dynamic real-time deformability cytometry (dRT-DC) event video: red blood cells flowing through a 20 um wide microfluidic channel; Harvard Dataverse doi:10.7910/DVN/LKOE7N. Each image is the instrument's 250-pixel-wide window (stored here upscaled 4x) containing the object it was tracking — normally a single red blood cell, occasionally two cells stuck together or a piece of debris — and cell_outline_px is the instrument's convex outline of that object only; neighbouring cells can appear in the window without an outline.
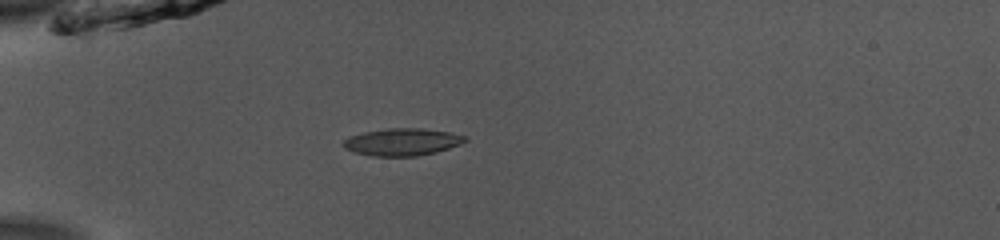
{"species": "common noctule bat (a hibernating species)", "species_latin": "Nyctalus noctula", "temperature_condition": "room temperature", "stored_images_in_passage": 38, "camera_frame_rate_fps": 3000, "um_per_image_px": 0.085, "animal": {"sex": "male", "body_mass_g": 13.0, "forearm_length_mm": 53.1}, "frame": {"image": 1, "passage_image": 2, "time_ms": 0.333, "image_size_px": [1000, 240], "cell_outline_px": [[468, 140], [460, 144], [436, 152], [416, 156], [372, 156], [356, 152], [344, 148], [340, 144], [348, 136], [364, 132], [388, 128], [424, 128], [448, 132], [468, 136]], "centroid_in_image_um": [34.18, 12.06], "position_along_channel_um": 50.8, "area_um2": 19.42}}
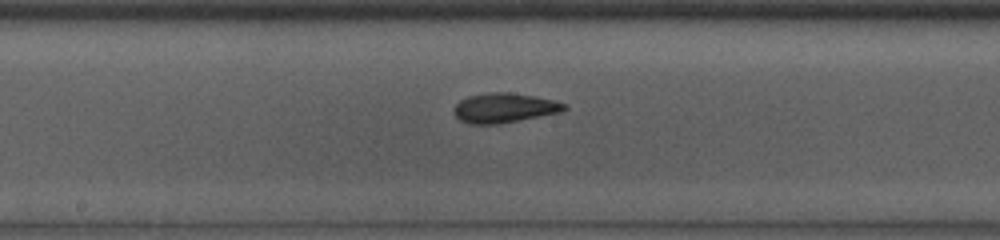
{"frame": {"image": 2, "passage_image": 15, "time_ms": 4.667, "image_size_px": [1000, 240], "cell_outline_px": [[568, 108], [560, 112], [500, 124], [468, 124], [460, 120], [452, 112], [452, 108], [460, 100], [468, 96], [492, 92], [508, 92], [536, 96], [568, 104]], "centroid_in_image_um": [42.84, 9.17], "position_along_channel_um": 205.4, "area_um2": 19.19}}
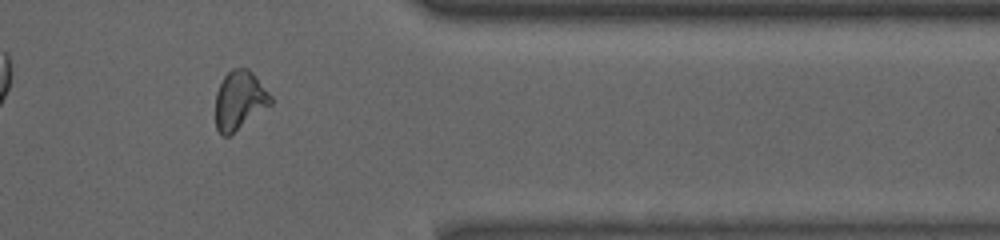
{"frame": {"image": 3, "passage_image": 30, "time_ms": 9.667, "image_size_px": [1000, 240], "cell_outline_px": [[272, 104], [228, 136], [220, 136], [216, 128], [216, 92], [224, 76], [232, 68], [248, 68], [252, 72], [272, 96]], "centroid_in_image_um": [20.35, 8.52], "position_along_channel_um": 391.0, "area_um2": 18.79}, "authors_computed_cell_mechanics": {"area_um2": 18.9873, "velocity_mm_per_s": 3.9065, "shape_relaxation_time_tau1_ms": 4.7001, "shape_relaxation_time_tau2_ms": 2.7381, "deformation_change_tau1": 0.1709, "deformation_change_tau2": 0.0695}}